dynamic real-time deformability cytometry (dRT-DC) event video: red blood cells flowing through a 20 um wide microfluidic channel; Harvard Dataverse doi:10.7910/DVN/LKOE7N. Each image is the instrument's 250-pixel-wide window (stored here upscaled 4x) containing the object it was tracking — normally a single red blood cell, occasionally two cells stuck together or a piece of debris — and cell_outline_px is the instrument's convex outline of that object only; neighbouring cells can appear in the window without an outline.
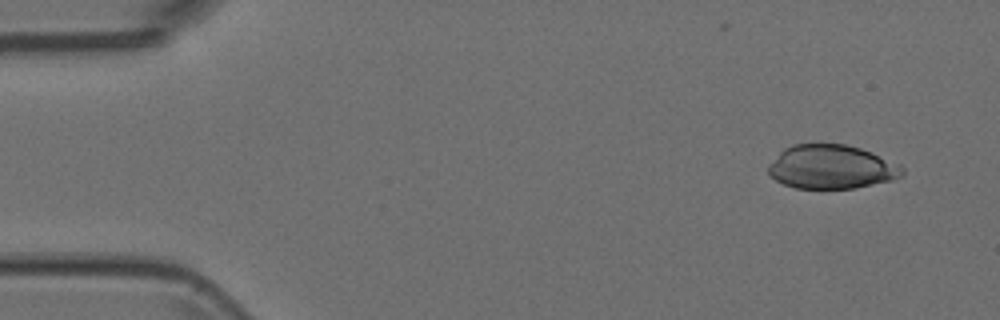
{"species": "Egyptian fruit bat (a non-hibernating species)", "species_latin": "Rousettus aegyptiacus", "temperature_condition": "room temperature", "stored_images_in_passage": 5, "camera_frame_rate_fps": 3000, "um_per_image_px": 0.085, "animal": {"sex": "female"}, "frame": {"image": 1, "passage_image": 1, "time_ms": 0.0, "image_size_px": [1000, 320], "cell_outline_px": [[904, 176], [892, 180], [856, 188], [796, 188], [784, 184], [768, 176], [768, 164], [784, 148], [792, 144], [844, 144], [860, 148], [872, 152], [900, 164], [904, 168]], "centroid_in_image_um": [70.68, 14.19], "position_along_channel_um": 14.3, "area_um2": 34.51}}